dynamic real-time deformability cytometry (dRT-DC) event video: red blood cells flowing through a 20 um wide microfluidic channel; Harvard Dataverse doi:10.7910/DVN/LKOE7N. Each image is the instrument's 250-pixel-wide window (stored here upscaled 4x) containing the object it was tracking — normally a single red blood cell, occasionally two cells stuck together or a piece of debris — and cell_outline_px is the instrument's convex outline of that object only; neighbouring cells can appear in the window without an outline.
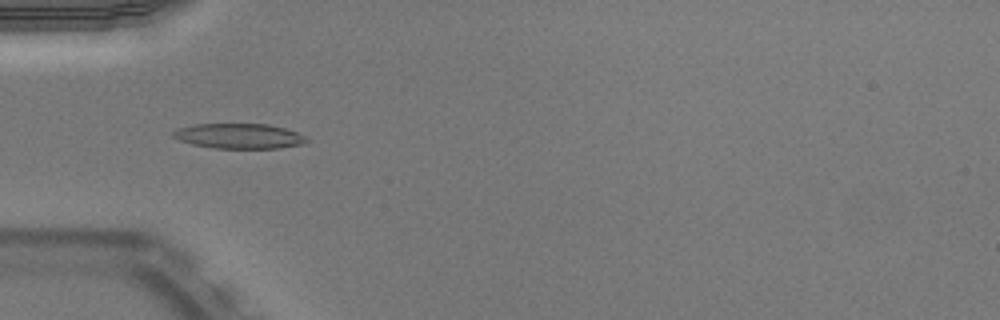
{"species": "Egyptian fruit bat (a non-hibernating species)", "species_latin": "Rousettus aegyptiacus", "temperature_condition": "warm", "stored_images_in_passage": 51, "camera_frame_rate_fps": 3000, "um_per_image_px": 0.085, "animal": {"sex": "male"}, "frame": {"image": 1, "passage_image": 17, "time_ms": 5.333, "image_size_px": [1000, 320], "cell_outline_px": [[312, 140], [304, 144], [280, 148], [216, 148], [192, 144], [180, 140], [172, 136], [172, 132], [180, 128], [196, 124], [268, 124], [284, 128], [296, 132]], "centroid_in_image_um": [20.38, 11.57], "position_along_channel_um": 64.6, "area_um2": 19.42}}
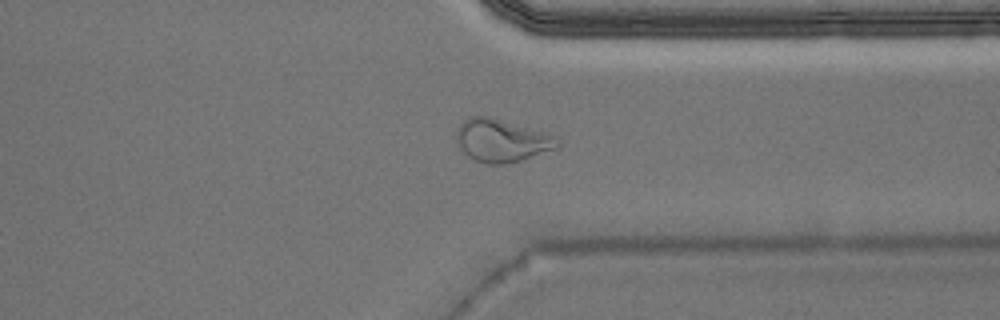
{"frame": {"image": 2, "passage_image": 40, "time_ms": 13.0, "image_size_px": [1000, 320], "cell_outline_px": [[560, 148], [520, 160], [504, 164], [488, 164], [476, 160], [468, 156], [464, 152], [456, 136], [456, 128], [468, 116], [488, 116], [544, 132], [552, 136], [560, 144]], "centroid_in_image_um": [42.63, 11.94], "position_along_channel_um": 368.8, "area_um2": 24.8}}
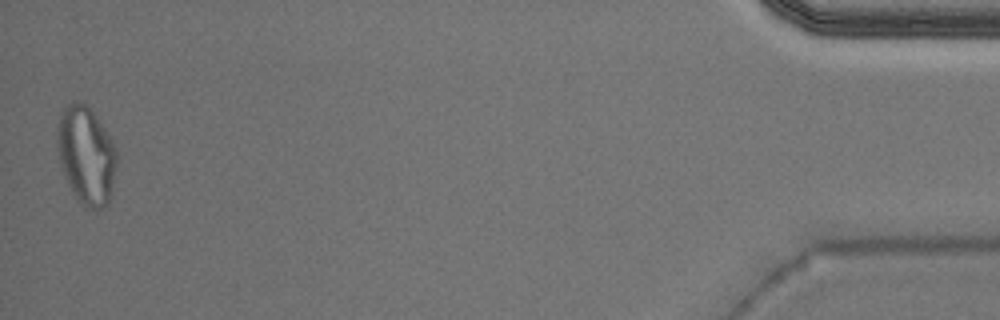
{"frame": {"image": 3, "passage_image": 51, "time_ms": 16.667, "image_size_px": [1000, 320], "cell_outline_px": [[116, 168], [108, 204], [96, 212], [84, 208], [76, 200], [68, 184], [60, 164], [56, 148], [56, 128], [60, 112], [72, 100], [80, 100], [92, 112], [112, 140], [116, 148]], "centroid_in_image_um": [7.29, 13.23], "position_along_channel_um": 427.9, "area_um2": 34.45}, "authors_computed_cell_mechanics": {"area_um2": 18.785, "velocity_mm_per_s": 3.9858, "shape_relaxation_time_tau1_ms": null, "shape_relaxation_time_tau2_ms": 2.3403, "deformation_change_tau1": null, "deformation_change_tau2": 0.1042}}